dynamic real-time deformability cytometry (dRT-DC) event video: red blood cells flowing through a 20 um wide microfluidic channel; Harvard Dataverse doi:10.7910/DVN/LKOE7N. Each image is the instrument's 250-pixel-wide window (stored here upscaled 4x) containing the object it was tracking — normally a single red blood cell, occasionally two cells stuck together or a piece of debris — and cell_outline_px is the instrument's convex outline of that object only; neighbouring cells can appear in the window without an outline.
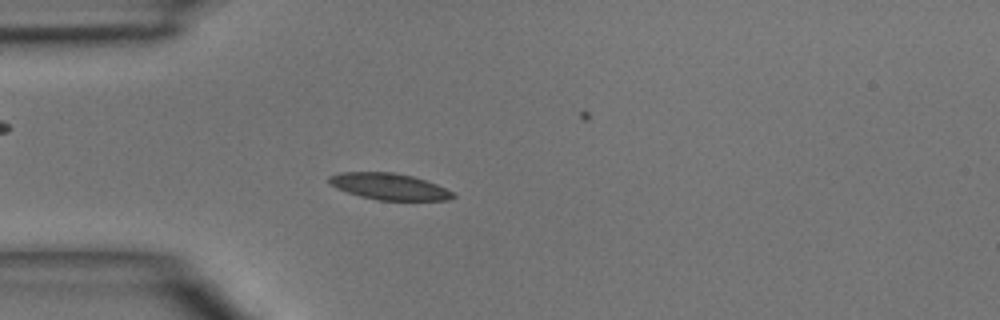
{"species": "common noctule bat (a hibernating species)", "species_latin": "Nyctalus noctula", "temperature_condition": "room temperature", "stored_images_in_passage": 37, "camera_frame_rate_fps": 3000, "um_per_image_px": 0.085, "animal": {"sex": "male", "body_mass_g": 15.6}, "frame": {"image": 1, "passage_image": 2, "time_ms": 0.333, "image_size_px": [1000, 320], "cell_outline_px": [[456, 196], [448, 200], [376, 200], [360, 196], [336, 188], [328, 184], [328, 176], [340, 172], [392, 172], [412, 176], [436, 184], [452, 192]], "centroid_in_image_um": [33.03, 15.85], "position_along_channel_um": 52.0, "area_um2": 19.02}}
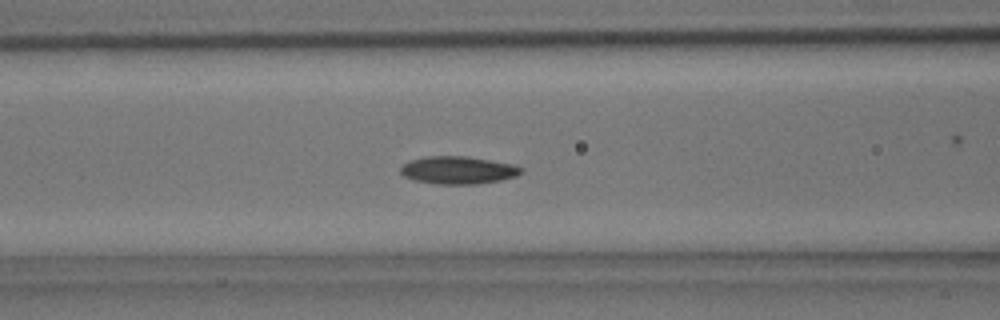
{"frame": {"image": 2, "passage_image": 8, "time_ms": 2.333, "image_size_px": [1000, 320], "cell_outline_px": [[524, 172], [516, 176], [500, 180], [476, 184], [436, 184], [416, 180], [404, 176], [400, 172], [400, 168], [408, 160], [424, 156], [468, 156], [516, 164], [524, 168]], "centroid_in_image_um": [38.97, 14.45], "position_along_channel_um": 127.6, "area_um2": 19.71}}
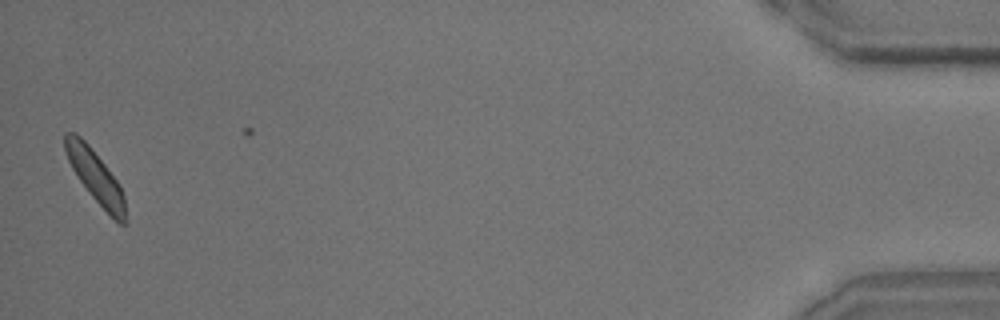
{"frame": {"image": 3, "passage_image": 36, "time_ms": 11.667, "image_size_px": [1000, 320], "cell_outline_px": [[128, 220], [124, 224], [120, 224], [88, 192], [72, 168], [68, 160], [64, 148], [64, 132], [76, 132], [88, 144], [120, 184], [124, 196]], "centroid_in_image_um": [8.12, 15.0], "position_along_channel_um": 427.1, "area_um2": 18.15}}